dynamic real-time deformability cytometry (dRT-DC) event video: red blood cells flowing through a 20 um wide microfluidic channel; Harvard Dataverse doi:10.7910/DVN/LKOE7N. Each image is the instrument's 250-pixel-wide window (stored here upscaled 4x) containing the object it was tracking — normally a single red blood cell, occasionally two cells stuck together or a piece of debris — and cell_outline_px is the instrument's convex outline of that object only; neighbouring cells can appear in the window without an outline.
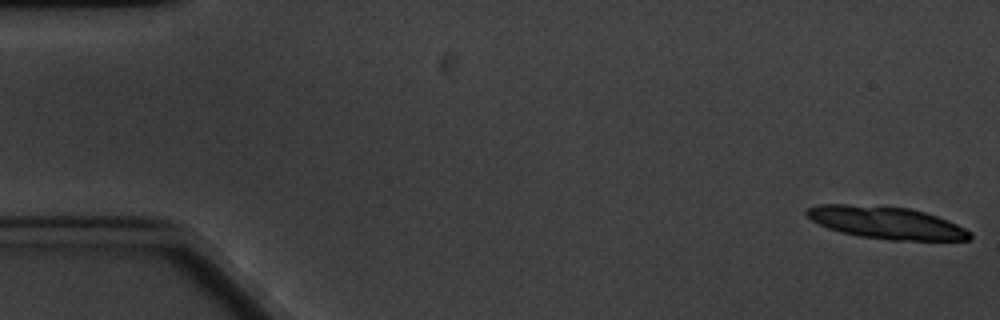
{"species": "common noctule bat (a hibernating species)", "species_latin": "Nyctalus noctula", "temperature_condition": "cold", "stored_images_in_passage": 6, "camera_frame_rate_fps": 3000, "um_per_image_px": 0.085, "animal": {"sex": "male", "body_mass_g": 20.1, "forearm_length_mm": 53.5}, "frame": {"image": 1, "passage_image": 1, "time_ms": 0.0, "image_size_px": [1000, 320], "cell_outline_px": [[972, 236], [968, 240], [888, 240], [860, 236], [840, 232], [828, 228], [812, 220], [804, 212], [808, 208], [820, 204], [848, 204], [908, 208], [924, 212], [948, 220], [972, 232]], "centroid_in_image_um": [75.34, 18.93], "position_along_channel_um": 9.7, "area_um2": 30.46}}
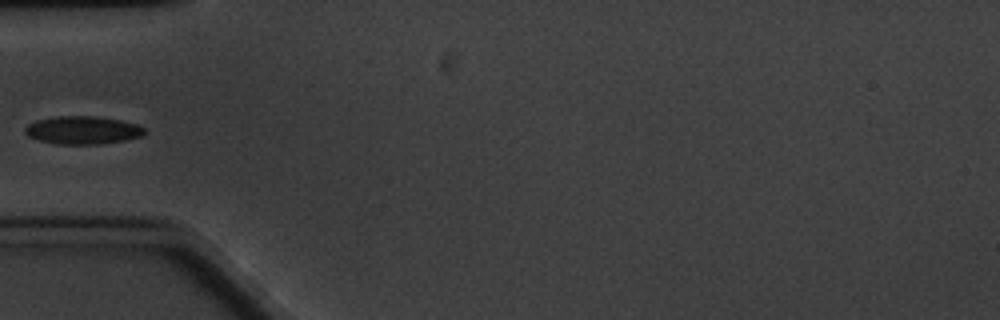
{"frame": {"image": 2, "passage_image": 6, "time_ms": 6.333, "image_size_px": [1000, 320], "cell_outline_px": [[144, 132], [140, 136], [124, 140], [96, 144], [56, 144], [40, 140], [28, 136], [24, 132], [24, 128], [28, 124], [36, 120], [56, 116], [96, 116], [120, 120], [136, 124], [144, 128]], "centroid_in_image_um": [6.98, 11.05], "position_along_channel_um": 78.0, "area_um2": 19.31}}